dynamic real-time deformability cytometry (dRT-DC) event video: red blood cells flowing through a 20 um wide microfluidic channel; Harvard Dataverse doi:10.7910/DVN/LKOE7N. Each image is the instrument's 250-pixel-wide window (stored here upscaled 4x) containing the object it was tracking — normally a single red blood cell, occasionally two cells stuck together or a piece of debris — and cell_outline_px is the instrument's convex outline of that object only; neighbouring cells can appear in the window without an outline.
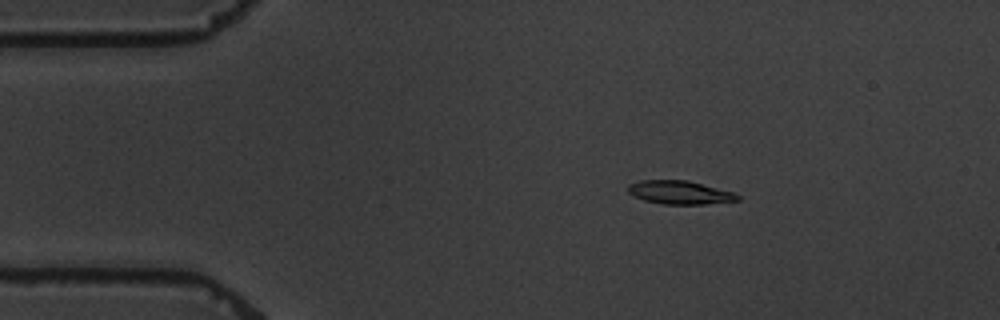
{"species": "common noctule bat (a hibernating species)", "species_latin": "Nyctalus noctula", "temperature_condition": "warm", "stored_images_in_passage": 9, "camera_frame_rate_fps": 3000, "um_per_image_px": 0.085, "animal": {"sex": "male", "body_mass_g": 19.5, "forearm_length_mm": 54.6}, "frame": {"image": 1, "passage_image": 2, "time_ms": 1.0, "image_size_px": [1000, 320], "cell_outline_px": [[740, 200], [704, 204], [664, 204], [644, 200], [628, 192], [628, 184], [640, 180], [688, 180], [732, 192], [740, 196]], "centroid_in_image_um": [57.77, 16.35], "position_along_channel_um": 27.2, "area_um2": 14.8}}
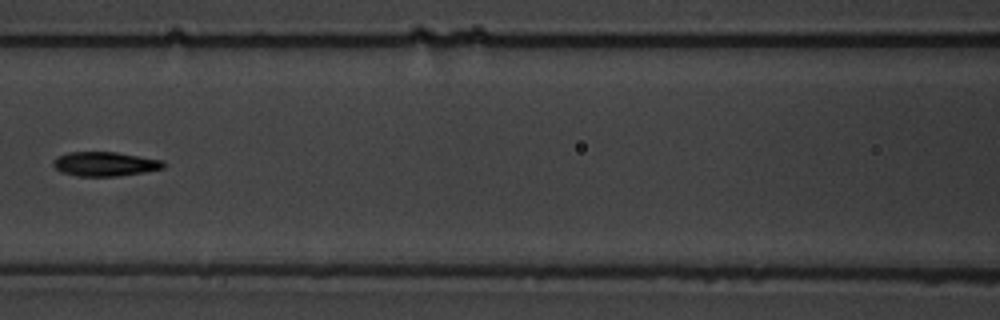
{"frame": {"image": 2, "passage_image": 6, "time_ms": 6.333, "image_size_px": [1000, 320], "cell_outline_px": [[164, 168], [116, 176], [76, 176], [60, 172], [52, 164], [52, 160], [56, 156], [68, 152], [116, 152], [160, 160], [164, 164]], "centroid_in_image_um": [8.81, 13.93], "position_along_channel_um": 157.8, "area_um2": 15.43}}
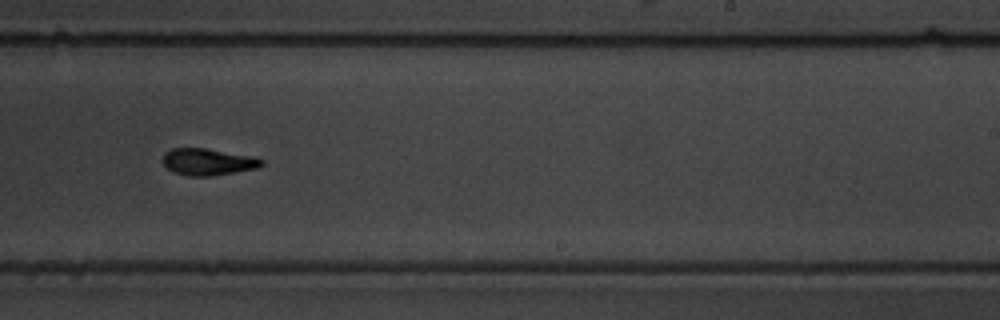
{"frame": {"image": 3, "passage_image": 9, "time_ms": 9.667, "image_size_px": [1000, 320], "cell_outline_px": [[264, 164], [256, 168], [212, 176], [188, 176], [176, 172], [168, 168], [164, 164], [164, 152], [172, 148], [204, 148], [252, 156], [264, 160]], "centroid_in_image_um": [17.68, 13.75], "position_along_channel_um": 271.3, "area_um2": 15.2}}